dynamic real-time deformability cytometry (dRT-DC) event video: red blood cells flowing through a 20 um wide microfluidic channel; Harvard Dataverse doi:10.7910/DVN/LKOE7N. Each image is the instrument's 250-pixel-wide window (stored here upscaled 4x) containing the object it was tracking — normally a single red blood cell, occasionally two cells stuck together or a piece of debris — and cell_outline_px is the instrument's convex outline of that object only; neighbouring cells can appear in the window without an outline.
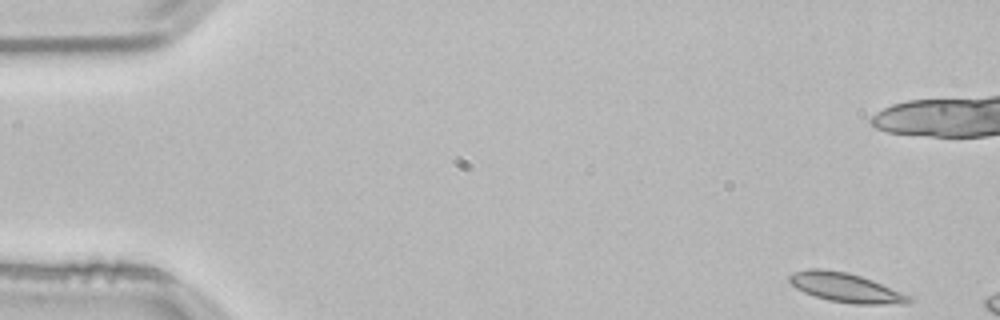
{"species": "common noctule bat (a hibernating species)", "species_latin": "Nyctalus noctula", "temperature_condition": "room temperature", "stored_images_in_passage": 13, "camera_frame_rate_fps": 3000, "um_per_image_px": 0.085, "animal": {"sex": "male", "body_mass_g": 21.5, "forearm_length_mm": 52.0}, "frame": {"image": 1, "passage_image": 1, "time_ms": 0.0, "image_size_px": [1000, 320], "cell_outline_px": [[916, 300], [908, 304], [852, 304], [828, 300], [804, 292], [796, 288], [788, 280], [788, 276], [792, 272], [808, 268], [820, 268], [848, 272], [872, 280], [912, 296]], "centroid_in_image_um": [71.92, 24.45], "position_along_channel_um": 13.1, "area_um2": 20.63}}